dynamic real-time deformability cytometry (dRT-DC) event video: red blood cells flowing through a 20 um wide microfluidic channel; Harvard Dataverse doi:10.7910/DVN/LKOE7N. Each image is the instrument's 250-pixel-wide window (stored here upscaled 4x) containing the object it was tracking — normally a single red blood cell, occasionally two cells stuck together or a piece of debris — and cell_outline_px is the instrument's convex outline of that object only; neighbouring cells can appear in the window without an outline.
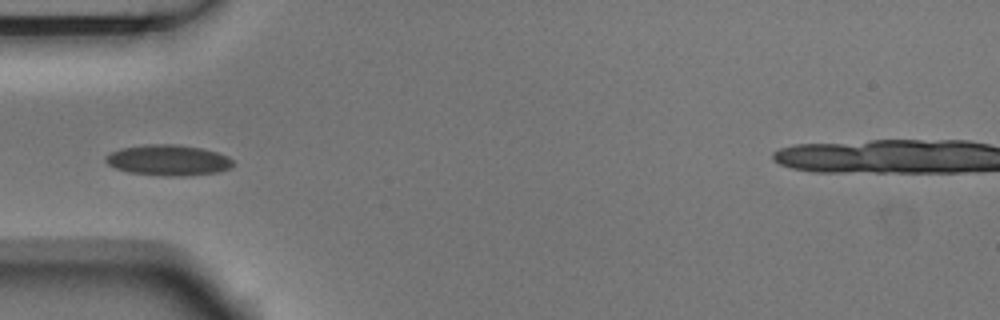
{"species": "Egyptian fruit bat (a non-hibernating species)", "species_latin": "Rousettus aegyptiacus", "temperature_condition": "room temperature", "stored_images_in_passage": 6, "camera_frame_rate_fps": 3000, "um_per_image_px": 0.085, "animal": {"sex": "male"}, "frame": {"image": 1, "passage_image": 3, "time_ms": 0.667, "image_size_px": [1000, 320], "cell_outline_px": [[236, 164], [232, 168], [220, 172], [184, 176], [168, 176], [128, 172], [116, 168], [108, 164], [104, 160], [104, 156], [120, 148], [144, 144], [176, 144], [200, 148], [216, 152], [228, 156]], "centroid_in_image_um": [14.32, 13.61], "position_along_channel_um": 70.7, "area_um2": 23.0}}
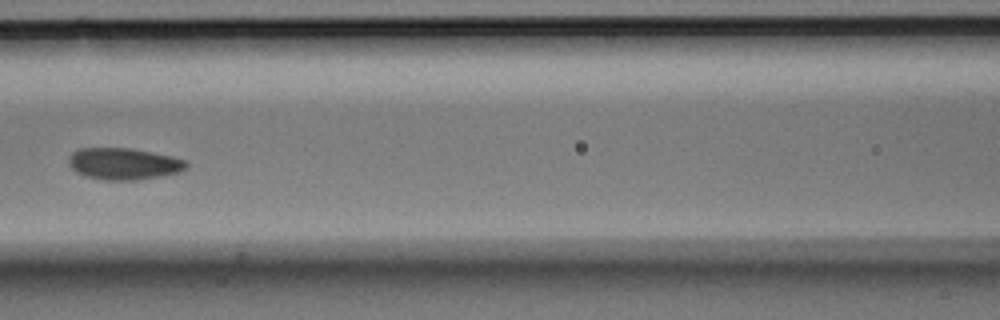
{"frame": {"image": 2, "passage_image": 5, "time_ms": 1.333, "image_size_px": [1000, 320], "cell_outline_px": [[188, 168], [180, 172], [160, 176], [136, 180], [104, 180], [88, 176], [76, 172], [68, 164], [68, 156], [72, 152], [80, 148], [132, 148], [172, 156], [184, 160], [188, 164]], "centroid_in_image_um": [10.52, 13.91], "position_along_channel_um": 156.1, "area_um2": 21.79}}
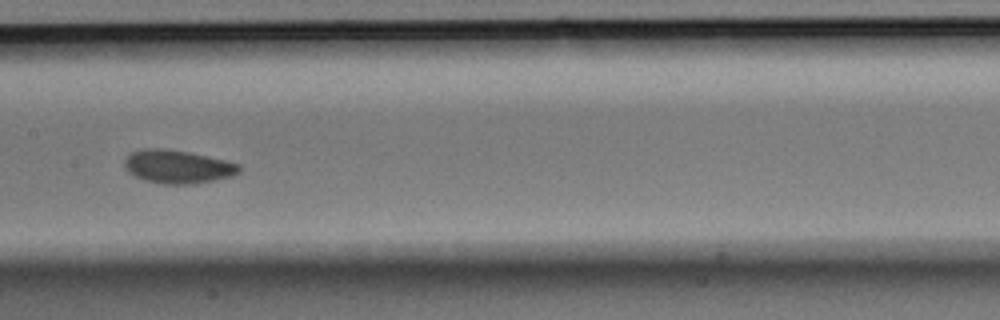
{"frame": {"image": 3, "passage_image": 6, "time_ms": 1.667, "image_size_px": [1000, 320], "cell_outline_px": [[240, 172], [232, 176], [192, 184], [164, 184], [144, 180], [128, 172], [124, 164], [124, 160], [132, 152], [144, 148], [164, 148], [188, 152], [224, 160], [240, 164]], "centroid_in_image_um": [15.09, 14.16], "position_along_channel_um": 192.3, "area_um2": 22.08}}